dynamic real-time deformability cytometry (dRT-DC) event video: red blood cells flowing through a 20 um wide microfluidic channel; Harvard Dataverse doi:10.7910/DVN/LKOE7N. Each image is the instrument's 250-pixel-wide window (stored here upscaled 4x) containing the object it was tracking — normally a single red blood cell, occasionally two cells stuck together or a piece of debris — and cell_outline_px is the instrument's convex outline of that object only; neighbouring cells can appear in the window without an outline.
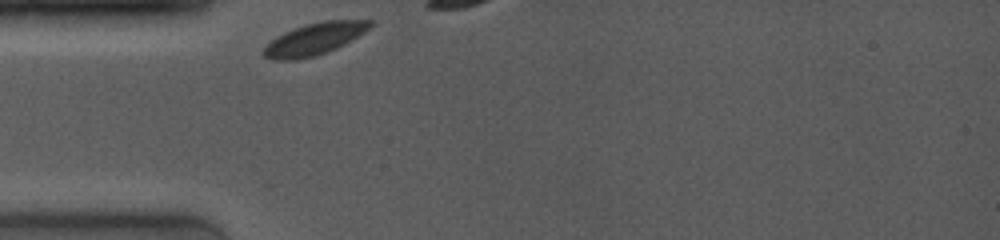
{"species": "common noctule bat (a hibernating species)", "species_latin": "Nyctalus noctula", "temperature_condition": "room temperature", "stored_images_in_passage": 6, "camera_frame_rate_fps": 4000, "um_per_image_px": 0.085, "animal": {"sex": "female", "body_mass_g": 19.0, "forearm_length_mm": 53.3}, "frame": {"image": 1, "passage_image": 1, "time_ms": 0.0, "image_size_px": [1000, 240], "cell_outline_px": [[376, 20], [364, 32], [344, 44], [336, 48], [312, 56], [296, 60], [272, 60], [264, 56], [260, 52], [276, 36], [292, 28], [304, 24], [324, 20]], "centroid_in_image_um": [26.69, 3.3], "position_along_channel_um": 58.3, "area_um2": 19.71}}